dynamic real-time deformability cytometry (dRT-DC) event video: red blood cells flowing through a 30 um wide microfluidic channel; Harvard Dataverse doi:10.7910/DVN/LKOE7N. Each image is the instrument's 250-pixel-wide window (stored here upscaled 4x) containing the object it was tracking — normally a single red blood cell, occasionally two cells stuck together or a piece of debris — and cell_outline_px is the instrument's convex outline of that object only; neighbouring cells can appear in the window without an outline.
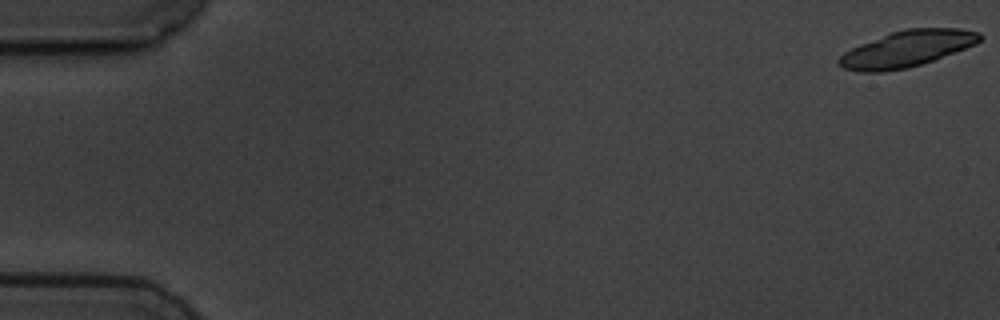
{"species": "common noctule bat (a hibernating species)", "species_latin": "Nyctalus noctula", "temperature_condition": "cold", "stored_images_in_passage": 5, "camera_frame_rate_fps": 3000, "um_per_image_px": 0.085, "animal": {"sex": "male", "body_mass_g": 19.5, "forearm_length_mm": 54.6}, "frame": {"image": 1, "passage_image": 1, "time_ms": 0.0, "image_size_px": [1000, 320], "cell_outline_px": [[984, 36], [976, 44], [932, 60], [908, 68], [880, 72], [860, 72], [844, 68], [836, 64], [836, 60], [844, 52], [860, 44], [892, 32], [904, 28], [960, 28], [980, 32]], "centroid_in_image_um": [77.08, 4.14], "position_along_channel_um": 7.9, "area_um2": 29.59}}